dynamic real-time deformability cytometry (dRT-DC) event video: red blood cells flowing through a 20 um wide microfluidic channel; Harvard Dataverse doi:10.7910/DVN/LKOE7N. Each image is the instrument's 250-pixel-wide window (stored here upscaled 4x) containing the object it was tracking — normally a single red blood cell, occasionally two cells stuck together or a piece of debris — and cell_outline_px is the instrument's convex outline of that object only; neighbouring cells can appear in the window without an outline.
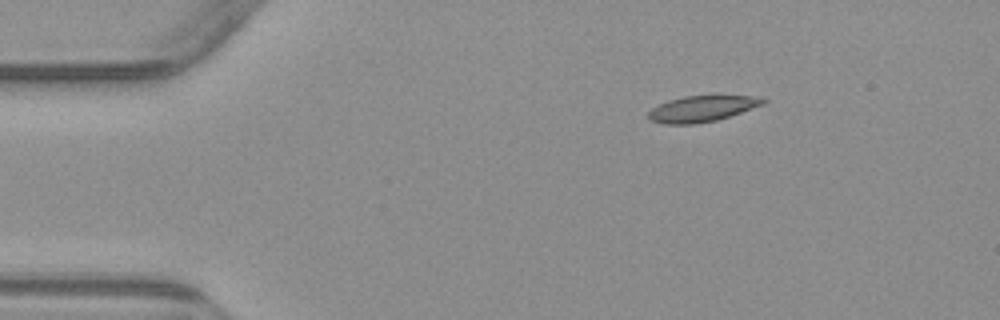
{"species": "common noctule bat (a hibernating species)", "species_latin": "Nyctalus noctula", "temperature_condition": "warm", "stored_images_in_passage": 4, "camera_frame_rate_fps": 3000, "um_per_image_px": 0.085, "animal": {"sex": "male", "body_mass_g": 23.1, "forearm_length_mm": 52.7}, "frame": {"image": 1, "passage_image": 1, "time_ms": 0.0, "image_size_px": [1000, 320], "cell_outline_px": [[768, 100], [764, 104], [716, 120], [692, 124], [664, 124], [652, 120], [648, 116], [648, 112], [652, 108], [668, 100], [684, 96], [712, 92], [720, 92], [764, 96]], "centroid_in_image_um": [59.8, 9.15], "position_along_channel_um": 25.2, "area_um2": 18.44}}
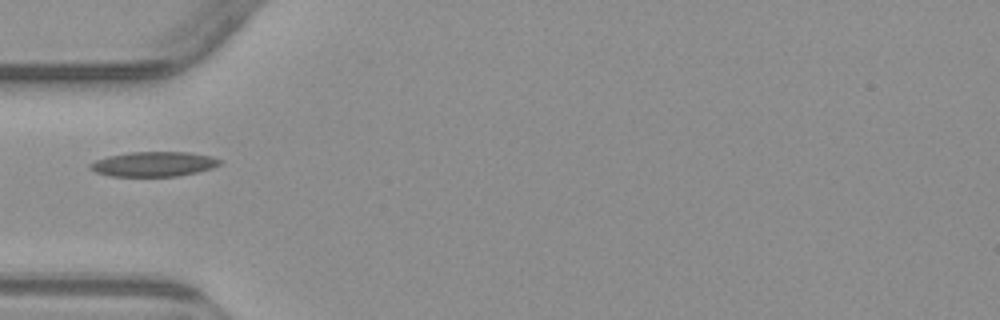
{"frame": {"image": 2, "passage_image": 3, "time_ms": 3.0, "image_size_px": [1000, 320], "cell_outline_px": [[220, 164], [212, 168], [196, 172], [176, 176], [112, 176], [96, 172], [88, 168], [88, 164], [96, 160], [108, 156], [128, 152], [188, 152], [212, 156], [220, 160]], "centroid_in_image_um": [13.04, 13.94], "position_along_channel_um": 72.0, "area_um2": 18.67}}
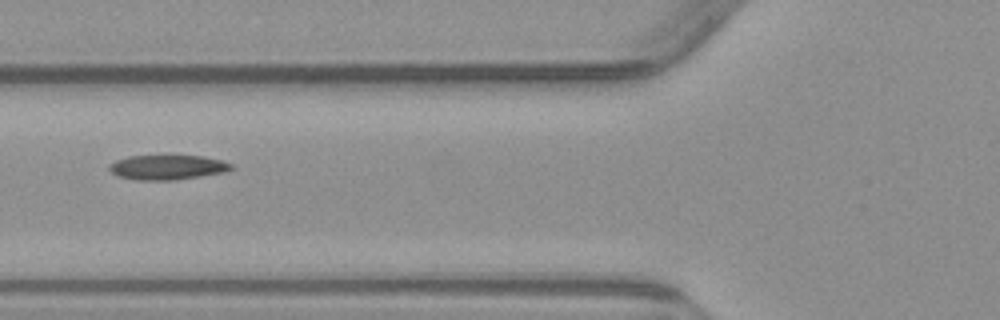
{"frame": {"image": 3, "passage_image": 4, "time_ms": 4.0, "image_size_px": [1000, 320], "cell_outline_px": [[236, 168], [224, 172], [176, 180], [136, 180], [116, 176], [108, 168], [108, 164], [116, 160], [128, 156], [204, 156], [220, 160], [232, 164]], "centroid_in_image_um": [14.21, 14.22], "position_along_channel_um": 111.6, "area_um2": 17.63}}